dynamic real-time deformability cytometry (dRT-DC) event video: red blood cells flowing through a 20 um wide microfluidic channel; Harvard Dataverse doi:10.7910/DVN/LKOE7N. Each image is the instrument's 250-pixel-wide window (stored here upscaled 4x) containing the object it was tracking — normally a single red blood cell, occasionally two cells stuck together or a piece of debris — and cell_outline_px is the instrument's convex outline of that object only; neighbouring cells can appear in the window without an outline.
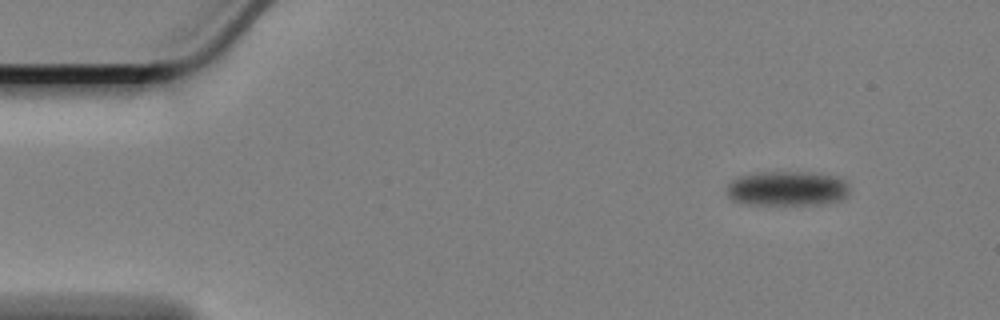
{"species": "Egyptian fruit bat (a non-hibernating species)", "species_latin": "Rousettus aegyptiacus", "temperature_condition": "cold", "stored_images_in_passage": 60, "camera_frame_rate_fps": 3000, "um_per_image_px": 0.085, "animal": {"sex": "female"}, "frame": {"image": 1, "passage_image": 1, "time_ms": 0.0, "image_size_px": [1000, 320], "cell_outline_px": [[848, 196], [840, 200], [820, 204], [748, 204], [732, 200], [724, 192], [724, 188], [732, 180], [740, 176], [760, 172], [800, 172], [840, 176], [848, 180]], "centroid_in_image_um": [66.91, 16.02], "position_along_channel_um": 18.1, "area_um2": 25.09}}
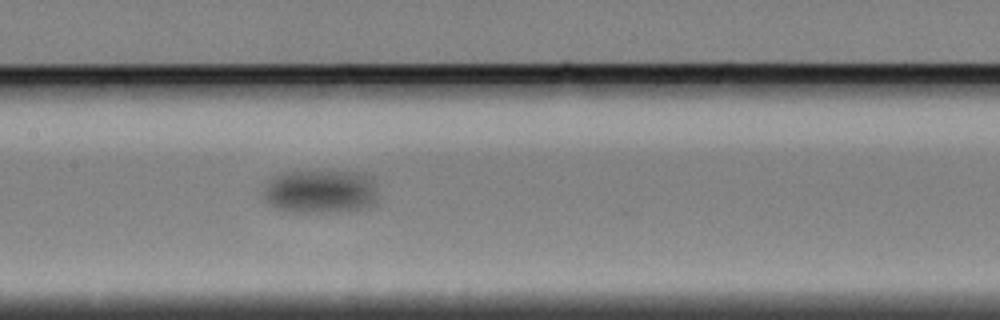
{"frame": {"image": 2, "passage_image": 26, "time_ms": 8.333, "image_size_px": [1000, 320], "cell_outline_px": [[376, 200], [368, 208], [328, 212], [288, 212], [276, 208], [264, 200], [260, 192], [272, 176], [280, 172], [364, 172], [372, 176], [376, 188]], "centroid_in_image_um": [27.2, 16.28], "position_along_channel_um": 180.2, "area_um2": 29.59}}
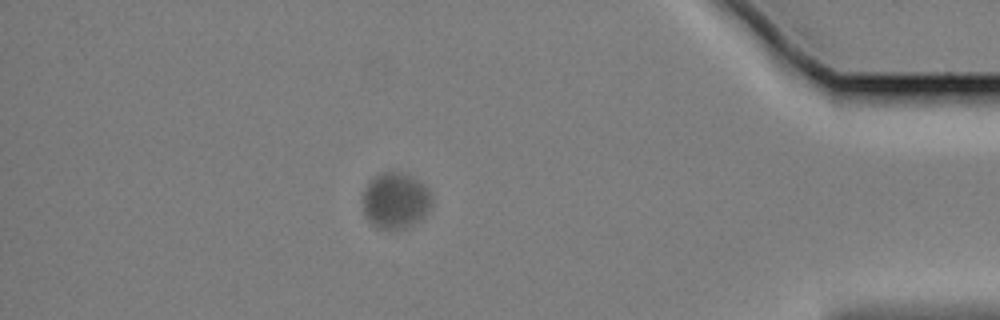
{"frame": {"image": 3, "passage_image": 52, "time_ms": 17.0, "image_size_px": [1000, 320], "cell_outline_px": [[432, 204], [428, 212], [424, 216], [412, 224], [404, 228], [376, 228], [364, 216], [360, 204], [364, 188], [368, 180], [384, 172], [396, 168], [412, 176], [424, 184], [432, 192]], "centroid_in_image_um": [33.59, 17.0], "position_along_channel_um": 401.6, "area_um2": 23.35}, "authors_computed_cell_mechanics": {"area_um2": 27.6573, "velocity_mm_per_s": 3.0456, "shape_relaxation_time_tau1_ms": 3.6535, "shape_relaxation_time_tau2_ms": null, "deformation_change_tau1": 0.0699, "deformation_change_tau2": null}}